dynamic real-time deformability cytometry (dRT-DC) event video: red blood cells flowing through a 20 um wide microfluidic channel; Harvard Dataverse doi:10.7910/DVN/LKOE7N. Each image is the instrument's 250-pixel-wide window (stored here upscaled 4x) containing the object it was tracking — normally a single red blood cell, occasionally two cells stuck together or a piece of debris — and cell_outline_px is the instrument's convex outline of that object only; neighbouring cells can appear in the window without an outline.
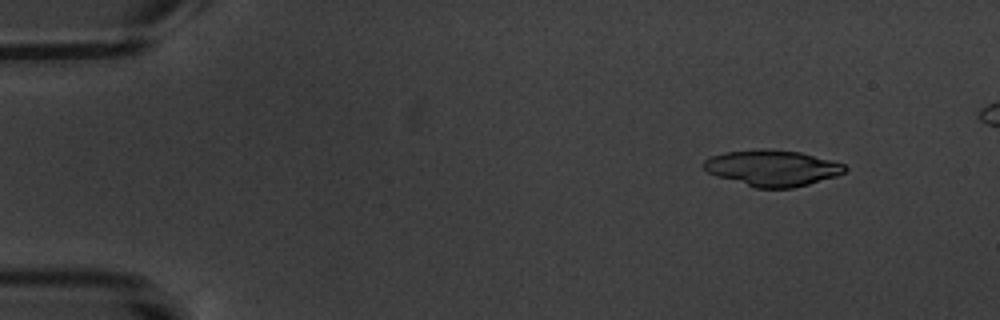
{"species": "common noctule bat (a hibernating species)", "species_latin": "Nyctalus noctula", "temperature_condition": "warm", "stored_images_in_passage": 5, "camera_frame_rate_fps": 3000, "um_per_image_px": 0.085, "animal": {"sex": "male", "body_mass_g": 20.1, "forearm_length_mm": 53.5}, "frame": {"image": 1, "passage_image": 2, "time_ms": 1.0, "image_size_px": [1000, 320], "cell_outline_px": [[848, 168], [844, 172], [836, 176], [808, 184], [792, 188], [756, 188], [716, 176], [708, 172], [700, 164], [704, 160], [712, 156], [724, 152], [764, 148], [800, 152], [832, 160], [844, 164]], "centroid_in_image_um": [65.63, 14.27], "position_along_channel_um": 19.4, "area_um2": 29.71}}